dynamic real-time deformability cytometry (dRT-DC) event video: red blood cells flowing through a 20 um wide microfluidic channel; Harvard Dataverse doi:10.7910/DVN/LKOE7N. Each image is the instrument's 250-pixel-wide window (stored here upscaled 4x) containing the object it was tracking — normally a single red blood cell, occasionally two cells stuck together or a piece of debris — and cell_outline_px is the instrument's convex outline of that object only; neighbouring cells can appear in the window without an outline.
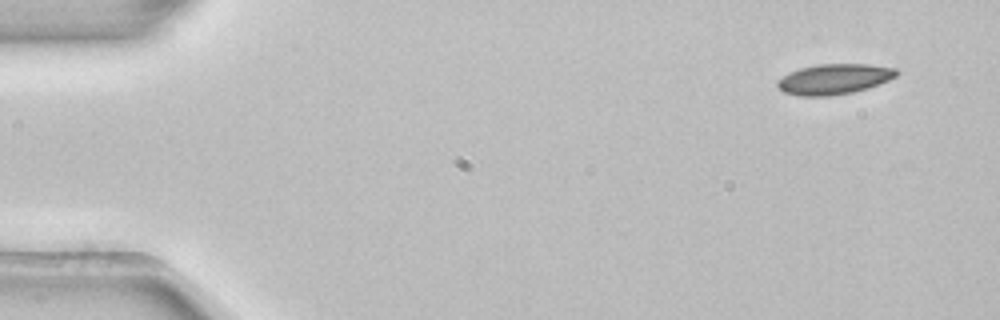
{"species": "common noctule bat (a hibernating species)", "species_latin": "Nyctalus noctula", "temperature_condition": "room temperature", "stored_images_in_passage": 3, "camera_frame_rate_fps": 3000, "um_per_image_px": 0.085, "animal": {"sex": "female", "body_mass_g": 22.7, "forearm_length_mm": 54.2}, "frame": {"image": 1, "passage_image": 1, "time_ms": 0.0, "image_size_px": [1000, 320], "cell_outline_px": [[900, 72], [896, 76], [888, 80], [868, 88], [852, 92], [828, 96], [800, 96], [784, 92], [776, 84], [788, 72], [800, 68], [820, 64], [868, 64], [896, 68]], "centroid_in_image_um": [70.93, 6.72], "position_along_channel_um": 14.1, "area_um2": 20.92}}